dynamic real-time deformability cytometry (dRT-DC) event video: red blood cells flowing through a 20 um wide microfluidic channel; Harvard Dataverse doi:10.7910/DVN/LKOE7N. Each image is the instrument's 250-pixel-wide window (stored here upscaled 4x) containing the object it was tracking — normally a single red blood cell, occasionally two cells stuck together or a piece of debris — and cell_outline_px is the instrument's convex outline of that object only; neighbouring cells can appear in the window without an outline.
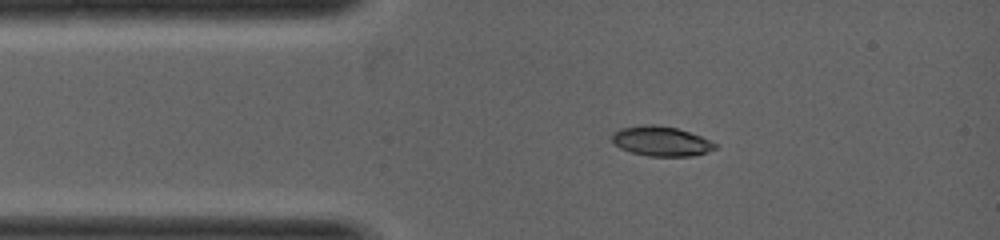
{"species": "common noctule bat (a hibernating species)", "species_latin": "Nyctalus noctula", "temperature_condition": "warm", "stored_images_in_passage": 9, "camera_frame_rate_fps": 5000, "um_per_image_px": 0.085, "animal": {"sex": "female", "body_mass_g": 19.0, "forearm_length_mm": 53.3}, "frame": {"image": 1, "passage_image": 4, "time_ms": 0.6, "image_size_px": [1000, 240], "cell_outline_px": [[716, 148], [692, 156], [648, 156], [632, 152], [620, 148], [612, 140], [612, 136], [620, 128], [644, 124], [656, 124], [676, 128], [700, 136], [716, 144]], "centroid_in_image_um": [56.17, 11.99], "position_along_channel_um": 28.8, "area_um2": 17.57}}
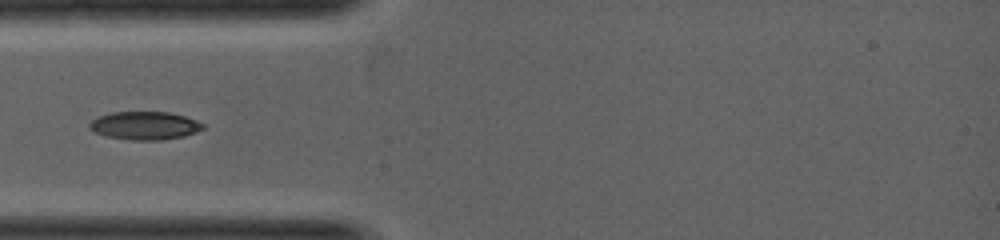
{"frame": {"image": 2, "passage_image": 8, "time_ms": 1.4, "image_size_px": [1000, 240], "cell_outline_px": [[204, 128], [196, 132], [184, 136], [164, 140], [132, 140], [104, 136], [88, 128], [88, 124], [96, 116], [112, 112], [172, 112], [196, 120], [204, 124]], "centroid_in_image_um": [12.28, 10.67], "position_along_channel_um": 72.7, "area_um2": 18.79}}